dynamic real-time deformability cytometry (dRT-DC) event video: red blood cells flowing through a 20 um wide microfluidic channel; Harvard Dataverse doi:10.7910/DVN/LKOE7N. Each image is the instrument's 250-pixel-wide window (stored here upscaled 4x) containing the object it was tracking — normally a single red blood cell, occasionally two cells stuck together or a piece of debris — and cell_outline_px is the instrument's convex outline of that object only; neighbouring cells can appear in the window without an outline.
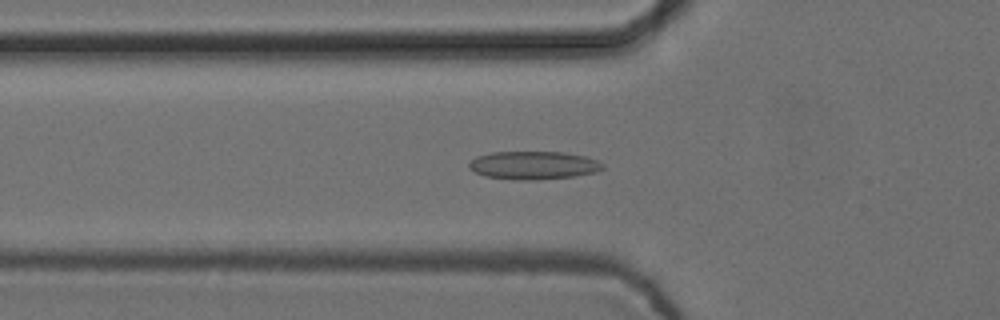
{"species": "common noctule bat (a hibernating species)", "species_latin": "Nyctalus noctula", "temperature_condition": "cold", "stored_images_in_passage": 42, "camera_frame_rate_fps": 3000, "um_per_image_px": 0.085, "animal": {"sex": "female", "body_mass_g": 24.6, "forearm_length_mm": 56.2}, "frame": {"image": 1, "passage_image": 6, "time_ms": 1.667, "image_size_px": [1000, 320], "cell_outline_px": [[604, 168], [596, 172], [572, 176], [536, 180], [516, 180], [484, 176], [468, 168], [468, 164], [476, 156], [492, 152], [564, 152], [584, 156], [596, 160], [604, 164]], "centroid_in_image_um": [45.33, 14.05], "position_along_channel_um": 80.5, "area_um2": 21.91}}
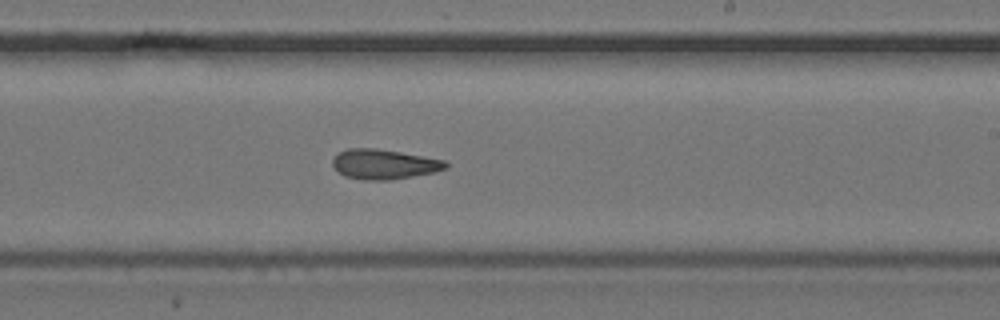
{"frame": {"image": 2, "passage_image": 20, "time_ms": 6.333, "image_size_px": [1000, 320], "cell_outline_px": [[448, 168], [436, 172], [388, 180], [364, 180], [344, 176], [332, 164], [332, 160], [336, 152], [348, 148], [376, 148], [400, 152], [444, 160], [448, 164]], "centroid_in_image_um": [32.62, 13.95], "position_along_channel_um": 256.4, "area_um2": 19.71}}
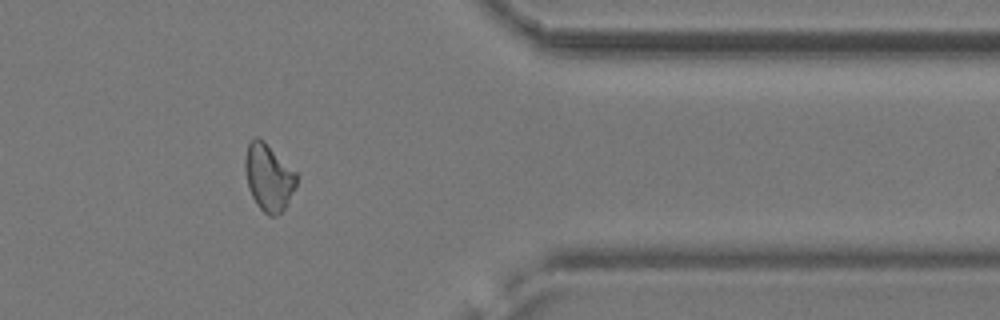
{"frame": {"image": 3, "passage_image": 32, "time_ms": 10.333, "image_size_px": [1000, 320], "cell_outline_px": [[296, 184], [288, 204], [276, 216], [268, 216], [256, 204], [248, 188], [244, 168], [244, 160], [248, 144], [256, 136], [260, 136], [296, 172]], "centroid_in_image_um": [22.81, 15.06], "position_along_channel_um": 388.6, "area_um2": 20.11}, "authors_computed_cell_mechanics": {"area_um2": 19.7676, "velocity_mm_per_s": 3.749, "shape_relaxation_time_tau1_ms": 10.5324, "shape_relaxation_time_tau2_ms": 2.4968, "deformation_change_tau1": 0.2217, "deformation_change_tau2": 0.0981}}